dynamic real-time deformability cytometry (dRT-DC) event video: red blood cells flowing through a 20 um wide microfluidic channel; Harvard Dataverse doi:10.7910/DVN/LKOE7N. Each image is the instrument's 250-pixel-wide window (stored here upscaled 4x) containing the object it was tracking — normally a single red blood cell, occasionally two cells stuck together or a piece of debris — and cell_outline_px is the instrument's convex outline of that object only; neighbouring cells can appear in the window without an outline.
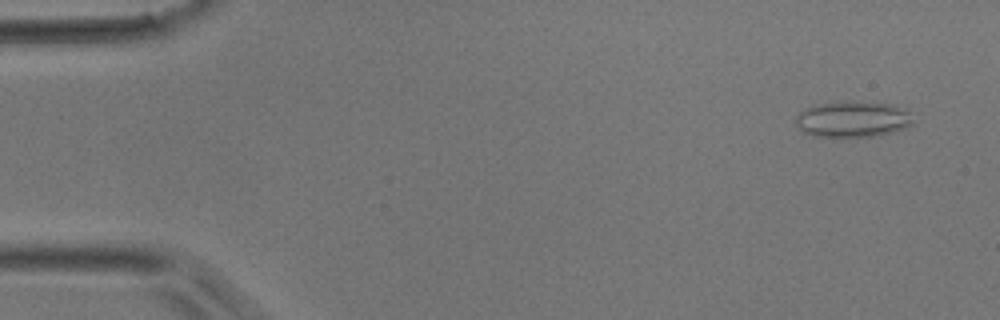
{"species": "common noctule bat (a hibernating species)", "species_latin": "Nyctalus noctula", "temperature_condition": "room temperature", "stored_images_in_passage": 11, "camera_frame_rate_fps": 3000, "um_per_image_px": 0.085, "animal": {"sex": "male", "body_mass_g": 17.9}, "frame": {"image": 1, "passage_image": 3, "time_ms": 0.667, "image_size_px": [1000, 320], "cell_outline_px": [[912, 128], [880, 136], [816, 136], [804, 132], [796, 124], [796, 116], [804, 108], [820, 104], [852, 100], [888, 104], [904, 108], [908, 112], [912, 120]], "centroid_in_image_um": [72.54, 10.13], "position_along_channel_um": 12.5, "area_um2": 24.8}}